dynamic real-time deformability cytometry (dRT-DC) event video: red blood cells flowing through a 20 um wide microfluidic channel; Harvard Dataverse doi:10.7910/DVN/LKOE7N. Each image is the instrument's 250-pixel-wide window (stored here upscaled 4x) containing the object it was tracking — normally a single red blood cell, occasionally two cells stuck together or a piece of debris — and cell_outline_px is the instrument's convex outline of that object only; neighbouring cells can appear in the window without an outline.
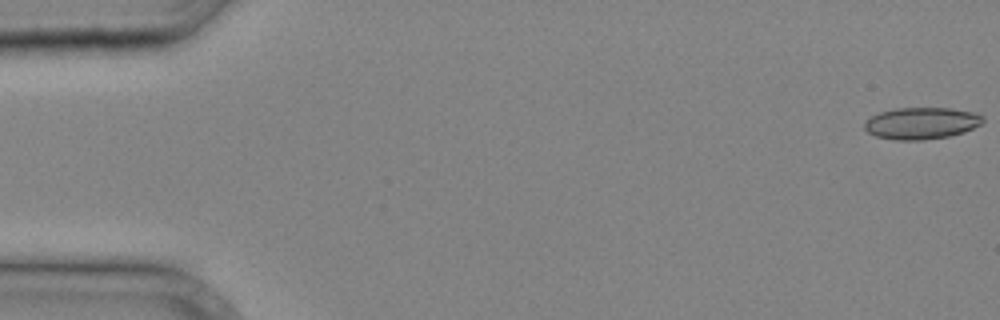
{"species": "common noctule bat (a hibernating species)", "species_latin": "Nyctalus noctula", "temperature_condition": "cold", "stored_images_in_passage": 35, "camera_frame_rate_fps": 3000, "um_per_image_px": 0.085, "animal": {"sex": "male", "body_mass_g": 20.4}, "frame": {"image": 1, "passage_image": 1, "time_ms": 0.0, "image_size_px": [1000, 320], "cell_outline_px": [[984, 120], [980, 124], [964, 132], [948, 136], [924, 140], [896, 140], [876, 136], [868, 132], [864, 128], [864, 120], [880, 112], [896, 108], [952, 108], [976, 112], [984, 116]], "centroid_in_image_um": [78.32, 10.47], "position_along_channel_um": 6.7, "area_um2": 22.02}}
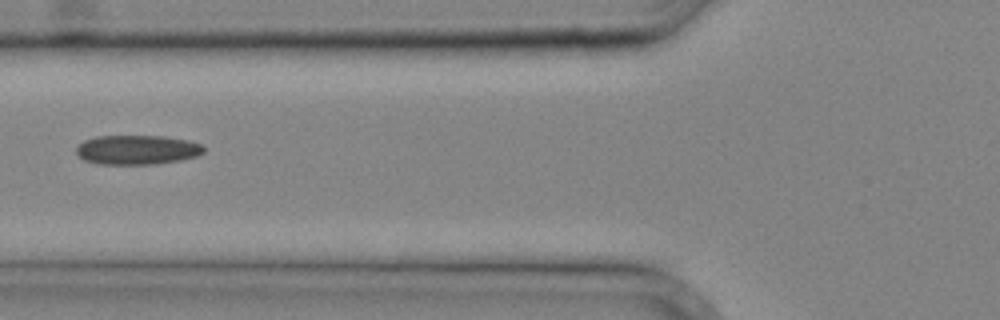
{"frame": {"image": 2, "passage_image": 15, "time_ms": 4.667, "image_size_px": [1000, 320], "cell_outline_px": [[204, 152], [196, 156], [180, 160], [156, 164], [96, 164], [84, 160], [76, 152], [76, 148], [84, 140], [96, 136], [164, 136], [188, 140], [204, 144]], "centroid_in_image_um": [11.67, 12.73], "position_along_channel_um": 114.1, "area_um2": 21.96}}
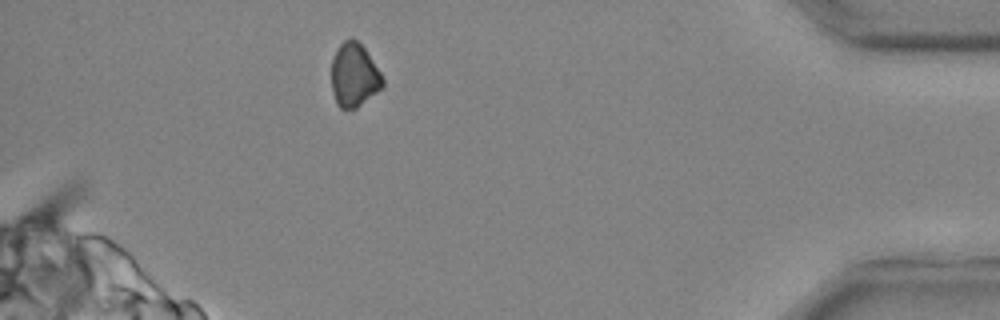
{"frame": {"image": 3, "passage_image": 34, "time_ms": 11.0, "image_size_px": [1000, 320], "cell_outline_px": [[384, 84], [380, 88], [356, 108], [340, 108], [336, 104], [332, 92], [332, 60], [340, 44], [348, 36], [352, 36], [364, 48], [380, 72], [384, 80]], "centroid_in_image_um": [30.07, 6.37], "position_along_channel_um": 405.1, "area_um2": 18.73}}